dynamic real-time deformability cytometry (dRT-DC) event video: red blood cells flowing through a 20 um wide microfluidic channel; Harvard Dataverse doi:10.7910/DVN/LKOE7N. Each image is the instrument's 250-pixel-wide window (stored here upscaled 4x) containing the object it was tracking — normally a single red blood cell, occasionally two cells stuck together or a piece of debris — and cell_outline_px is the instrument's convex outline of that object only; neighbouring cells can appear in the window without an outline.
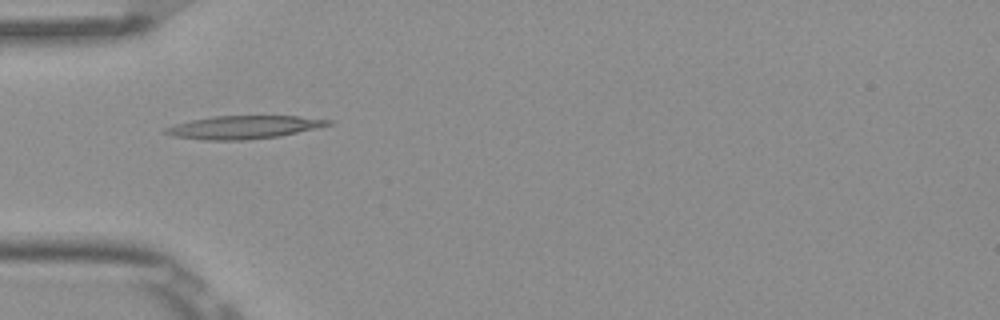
{"species": "Egyptian fruit bat (a non-hibernating species)", "species_latin": "Rousettus aegyptiacus", "temperature_condition": "room temperature", "stored_images_in_passage": 2, "camera_frame_rate_fps": 3000, "um_per_image_px": 0.085, "frame": {"image": 1, "passage_image": 1, "time_ms": 0.0, "image_size_px": [1000, 320], "cell_outline_px": [[332, 124], [320, 128], [280, 136], [244, 140], [204, 140], [172, 136], [160, 132], [164, 128], [176, 124], [192, 120], [212, 116], [296, 116], [332, 120]], "centroid_in_image_um": [20.71, 10.82], "position_along_channel_um": 64.3, "area_um2": 22.02}}
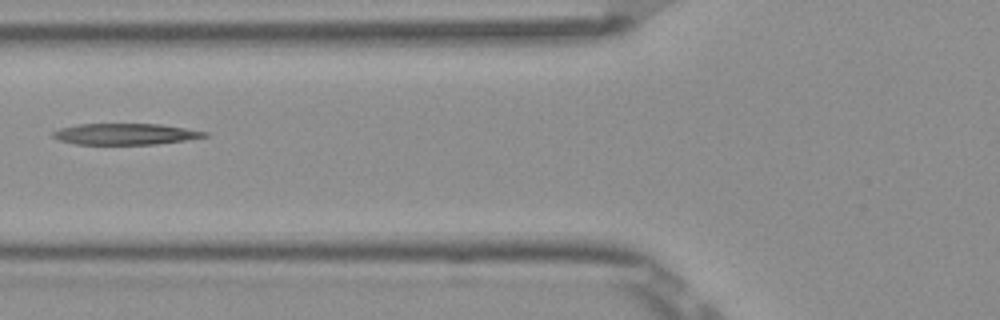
{"frame": {"image": 2, "passage_image": 2, "time_ms": 0.333, "image_size_px": [1000, 320], "cell_outline_px": [[208, 136], [184, 140], [152, 144], [76, 144], [60, 140], [52, 136], [52, 132], [60, 128], [76, 124], [160, 124], [208, 132]], "centroid_in_image_um": [10.62, 11.39], "position_along_channel_um": 115.2, "area_um2": 18.5}}